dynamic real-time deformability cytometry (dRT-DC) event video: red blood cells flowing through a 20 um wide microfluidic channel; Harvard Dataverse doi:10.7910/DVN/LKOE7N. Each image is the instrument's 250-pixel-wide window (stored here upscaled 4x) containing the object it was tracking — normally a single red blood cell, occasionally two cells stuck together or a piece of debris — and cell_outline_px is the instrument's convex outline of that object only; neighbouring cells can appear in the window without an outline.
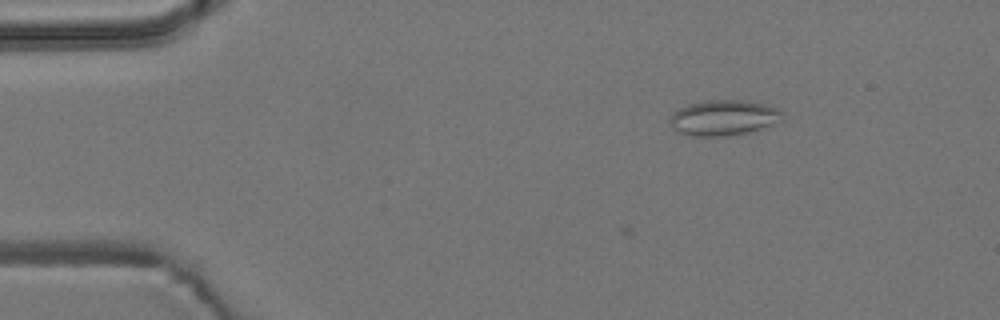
{"species": "common noctule bat (a hibernating species)", "species_latin": "Nyctalus noctula", "temperature_condition": "room temperature", "stored_images_in_passage": 4, "camera_frame_rate_fps": 3000, "um_per_image_px": 0.085, "animal": {"sex": "male", "body_mass_g": 19.2, "forearm_length_mm": 51.8}, "frame": {"image": 1, "passage_image": 1, "time_ms": 0.0, "image_size_px": [1000, 320], "cell_outline_px": [[784, 120], [748, 132], [728, 136], [692, 136], [680, 132], [672, 128], [668, 120], [672, 112], [676, 108], [688, 104], [704, 100], [748, 100], [780, 108], [784, 112]], "centroid_in_image_um": [61.5, 9.99], "position_along_channel_um": 23.5, "area_um2": 23.7}}